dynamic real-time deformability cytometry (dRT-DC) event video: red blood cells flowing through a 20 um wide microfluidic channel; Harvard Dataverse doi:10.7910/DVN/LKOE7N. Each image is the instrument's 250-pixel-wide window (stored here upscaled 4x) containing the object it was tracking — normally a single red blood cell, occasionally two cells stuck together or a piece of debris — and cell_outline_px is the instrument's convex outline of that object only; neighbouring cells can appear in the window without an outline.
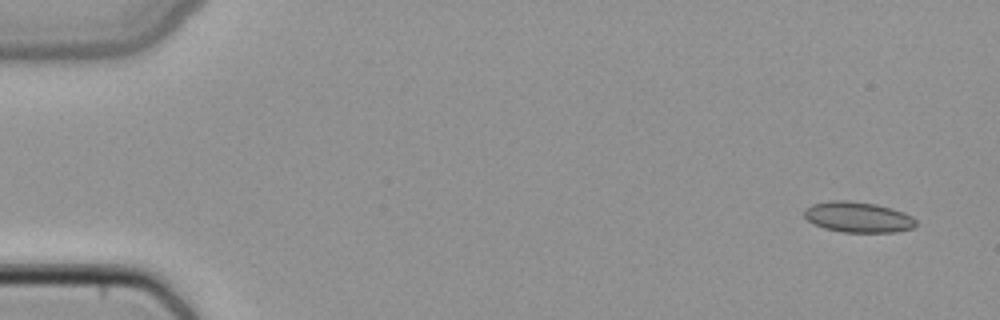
{"species": "common noctule bat (a hibernating species)", "species_latin": "Nyctalus noctula", "temperature_condition": "cold", "stored_images_in_passage": 4, "camera_frame_rate_fps": 3000, "um_per_image_px": 0.085, "animal": {"sex": "female", "body_mass_g": 22.7, "forearm_length_mm": 54.2}, "frame": {"image": 1, "passage_image": 1, "time_ms": 0.0, "image_size_px": [1000, 320], "cell_outline_px": [[916, 224], [912, 228], [896, 232], [840, 232], [824, 228], [808, 220], [804, 216], [804, 208], [812, 204], [828, 200], [848, 200], [876, 204], [892, 208], [904, 212], [912, 216], [916, 220]], "centroid_in_image_um": [72.92, 18.44], "position_along_channel_um": 12.1, "area_um2": 20.06}}
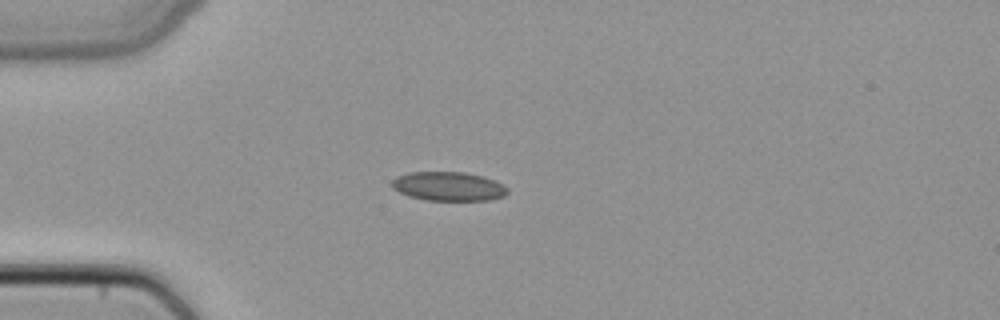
{"frame": {"image": 2, "passage_image": 4, "time_ms": 1.0, "image_size_px": [1000, 320], "cell_outline_px": [[508, 192], [504, 196], [488, 200], [428, 200], [408, 196], [392, 188], [392, 180], [396, 176], [408, 172], [464, 172], [480, 176], [504, 184], [508, 188]], "centroid_in_image_um": [38.1, 15.84], "position_along_channel_um": 46.9, "area_um2": 19.48}}